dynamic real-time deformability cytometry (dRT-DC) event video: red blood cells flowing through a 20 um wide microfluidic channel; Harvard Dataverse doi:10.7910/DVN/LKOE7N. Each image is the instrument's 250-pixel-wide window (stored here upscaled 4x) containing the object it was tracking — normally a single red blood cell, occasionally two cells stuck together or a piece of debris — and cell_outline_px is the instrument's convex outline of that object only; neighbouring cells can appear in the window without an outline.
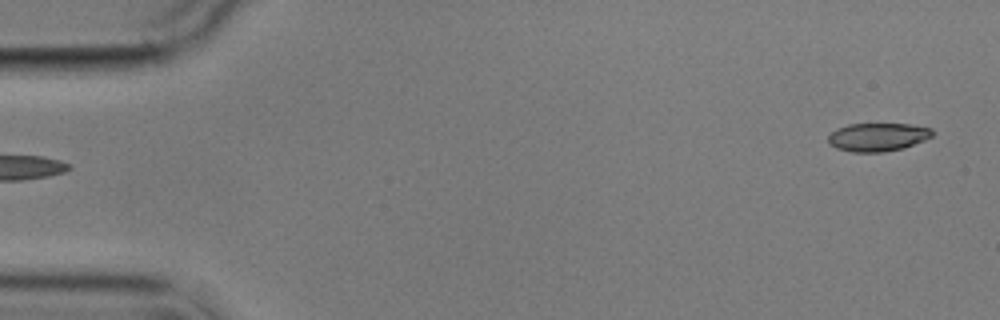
{"species": "common noctule bat (a hibernating species)", "species_latin": "Nyctalus noctula", "temperature_condition": "cold", "stored_images_in_passage": 6, "segment_of_instrument_passage": [2, 2], "camera_frame_rate_fps": 3000, "um_per_image_px": 0.085, "animal": {"sex": "male", "body_mass_g": 17.9}, "frame": {"image": 1, "passage_image": 6, "time_ms": 5.667, "image_size_px": [1000, 320], "cell_outline_px": [[936, 132], [932, 136], [924, 140], [904, 148], [884, 152], [852, 152], [836, 148], [828, 144], [828, 136], [836, 128], [848, 124], [908, 124], [932, 128]], "centroid_in_image_um": [74.61, 11.65], "position_along_channel_um": 10.4, "area_um2": 17.34}}